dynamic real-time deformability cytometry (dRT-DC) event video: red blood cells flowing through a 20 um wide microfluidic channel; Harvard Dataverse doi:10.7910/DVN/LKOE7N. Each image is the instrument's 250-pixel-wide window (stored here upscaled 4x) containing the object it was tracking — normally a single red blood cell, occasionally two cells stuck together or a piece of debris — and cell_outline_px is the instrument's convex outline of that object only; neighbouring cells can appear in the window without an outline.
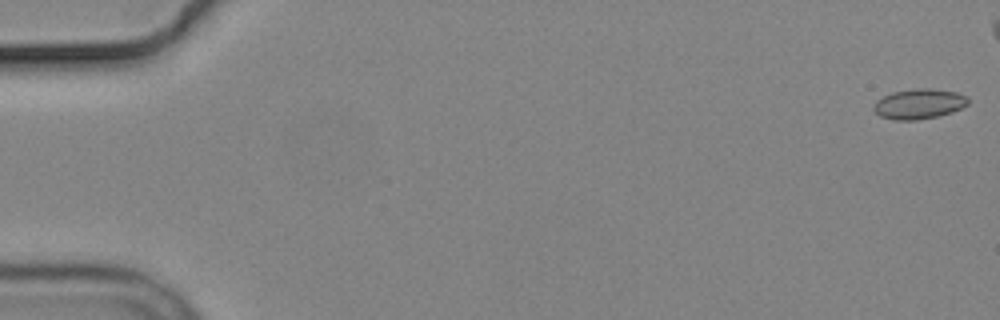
{"species": "common noctule bat (a hibernating species)", "species_latin": "Nyctalus noctula", "temperature_condition": "cold", "stored_images_in_passage": 9, "camera_frame_rate_fps": 3000, "um_per_image_px": 0.085, "animal": {"sex": "male", "body_mass_g": 19.2, "forearm_length_mm": 51.8}, "frame": {"image": 1, "passage_image": 1, "time_ms": 0.0, "image_size_px": [1000, 320], "cell_outline_px": [[968, 104], [952, 112], [936, 116], [916, 120], [892, 120], [880, 116], [872, 108], [876, 100], [892, 92], [916, 88], [932, 88], [956, 92], [968, 96]], "centroid_in_image_um": [78.1, 8.82], "position_along_channel_um": 6.9, "area_um2": 16.59}}
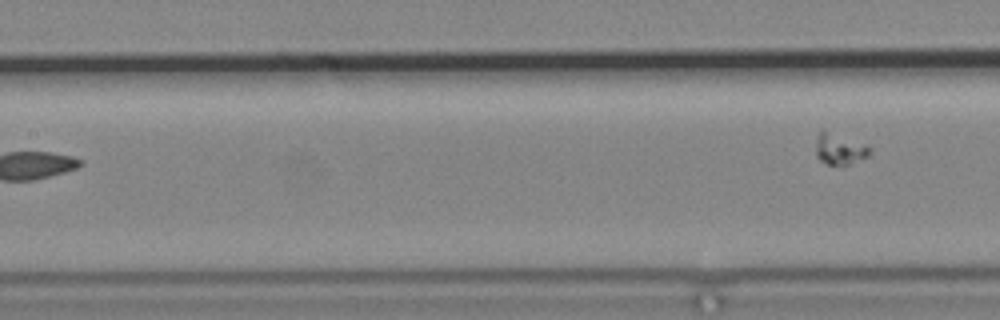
{"frame": {"image": 2, "passage_image": 9, "time_ms": 9.667, "image_size_px": [1000, 320], "cell_outline_px": [[872, 152], [868, 156], [848, 164], [828, 164], [820, 160], [816, 156], [816, 140], [820, 128], [824, 128], [868, 144], [872, 148]], "centroid_in_image_um": [71.38, 12.6], "position_along_channel_um": 136.0, "area_um2": 10.17}}